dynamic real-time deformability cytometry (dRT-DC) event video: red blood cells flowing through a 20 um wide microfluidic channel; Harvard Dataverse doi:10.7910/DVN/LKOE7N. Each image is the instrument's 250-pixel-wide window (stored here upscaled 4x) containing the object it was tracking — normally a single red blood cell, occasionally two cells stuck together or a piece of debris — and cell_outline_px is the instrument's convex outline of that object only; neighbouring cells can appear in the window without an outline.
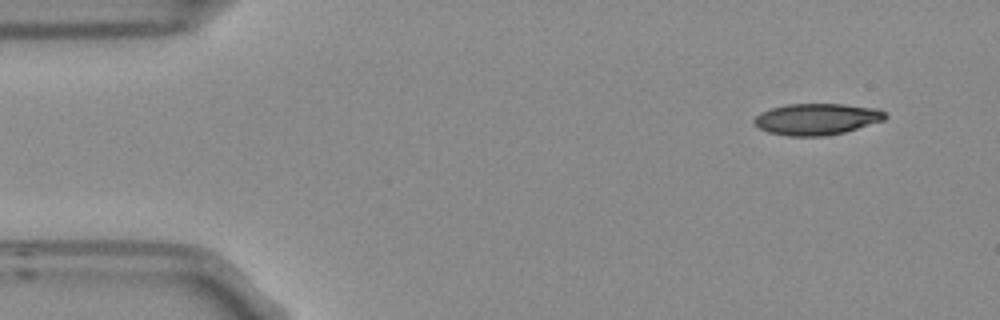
{"species": "Egyptian fruit bat (a non-hibernating species)", "species_latin": "Rousettus aegyptiacus", "temperature_condition": "room temperature", "stored_images_in_passage": 4, "camera_frame_rate_fps": 3000, "um_per_image_px": 0.085, "frame": {"image": 1, "passage_image": 1, "time_ms": 0.0, "image_size_px": [1000, 320], "cell_outline_px": [[888, 116], [884, 120], [844, 132], [824, 136], [788, 136], [768, 132], [752, 124], [752, 120], [760, 112], [772, 108], [788, 104], [844, 104], [880, 108]], "centroid_in_image_um": [69.42, 10.12], "position_along_channel_um": 15.6, "area_um2": 24.1}}
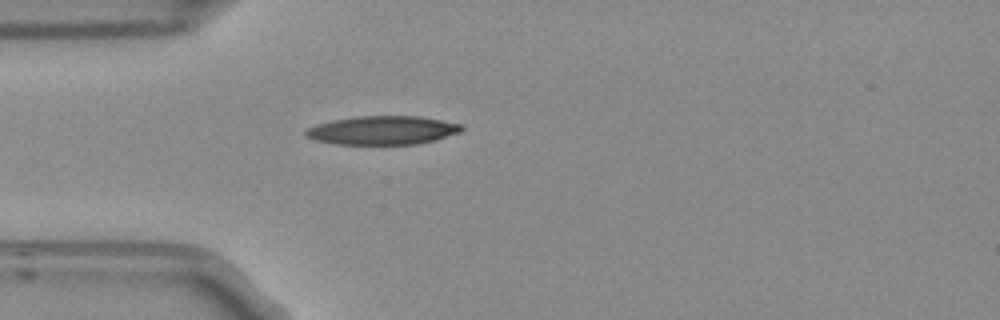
{"frame": {"image": 2, "passage_image": 4, "time_ms": 1.0, "image_size_px": [1000, 320], "cell_outline_px": [[464, 128], [460, 132], [432, 140], [416, 144], [336, 144], [316, 140], [304, 136], [304, 132], [308, 128], [316, 124], [332, 120], [356, 116], [420, 116], [460, 124]], "centroid_in_image_um": [32.47, 11.07], "position_along_channel_um": 52.5, "area_um2": 25.84}}